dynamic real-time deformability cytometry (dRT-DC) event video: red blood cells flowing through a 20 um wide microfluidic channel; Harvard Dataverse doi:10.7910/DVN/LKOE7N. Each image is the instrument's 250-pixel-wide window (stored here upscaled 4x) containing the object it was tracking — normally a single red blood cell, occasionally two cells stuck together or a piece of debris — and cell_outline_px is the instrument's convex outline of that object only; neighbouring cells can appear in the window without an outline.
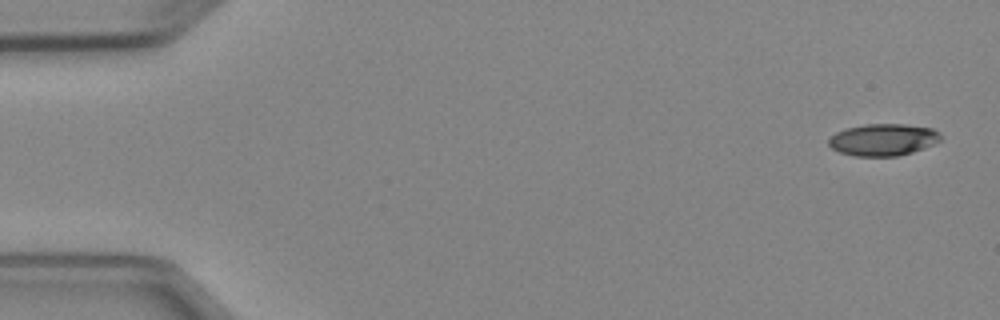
{"species": "Egyptian fruit bat (a non-hibernating species)", "species_latin": "Rousettus aegyptiacus", "temperature_condition": "cold", "stored_images_in_passage": 7, "camera_frame_rate_fps": 3000, "um_per_image_px": 0.085, "animal": {"sex": "female"}, "frame": {"image": 1, "passage_image": 1, "time_ms": 0.0, "image_size_px": [1000, 320], "cell_outline_px": [[940, 140], [924, 148], [912, 152], [896, 156], [856, 156], [840, 152], [832, 148], [828, 144], [828, 140], [836, 132], [848, 128], [864, 124], [904, 124], [932, 128], [940, 132]], "centroid_in_image_um": [75.07, 11.87], "position_along_channel_um": 9.9, "area_um2": 20.69}}
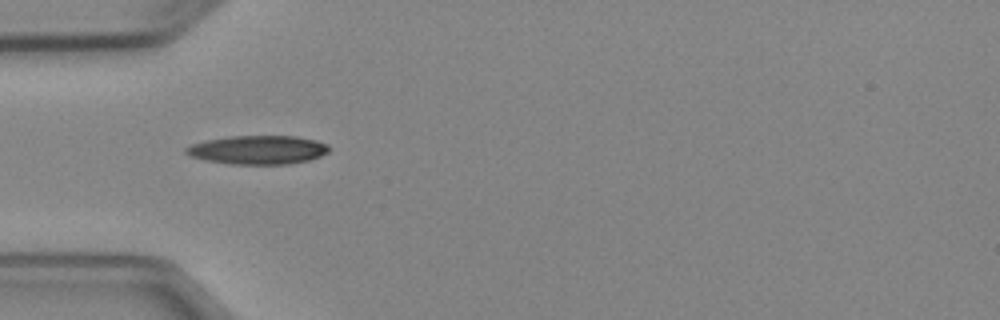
{"frame": {"image": 2, "passage_image": 5, "time_ms": 4.667, "image_size_px": [1000, 320], "cell_outline_px": [[332, 148], [328, 152], [320, 156], [308, 160], [288, 164], [232, 164], [204, 160], [192, 156], [184, 152], [184, 148], [192, 144], [208, 140], [228, 136], [296, 136], [316, 140], [328, 144]], "centroid_in_image_um": [21.95, 12.73], "position_along_channel_um": 63.1, "area_um2": 23.99}}
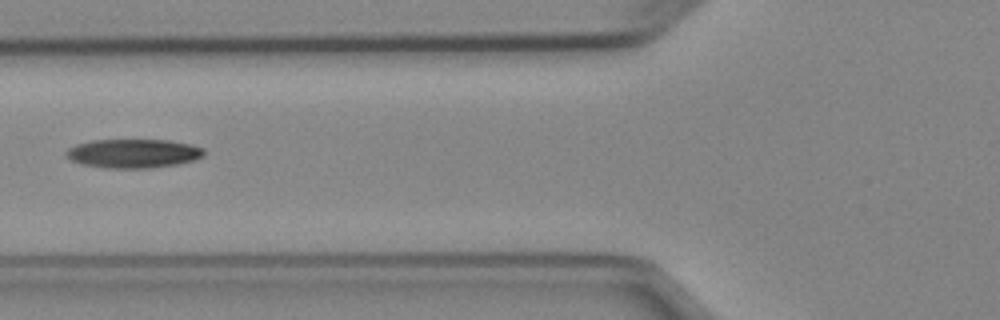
{"frame": {"image": 3, "passage_image": 6, "time_ms": 6.0, "image_size_px": [1000, 320], "cell_outline_px": [[204, 156], [196, 160], [180, 164], [152, 168], [104, 168], [80, 164], [72, 160], [64, 152], [68, 148], [76, 144], [92, 140], [168, 140], [192, 144], [204, 148]], "centroid_in_image_um": [11.37, 13.05], "position_along_channel_um": 114.4, "area_um2": 23.52}}